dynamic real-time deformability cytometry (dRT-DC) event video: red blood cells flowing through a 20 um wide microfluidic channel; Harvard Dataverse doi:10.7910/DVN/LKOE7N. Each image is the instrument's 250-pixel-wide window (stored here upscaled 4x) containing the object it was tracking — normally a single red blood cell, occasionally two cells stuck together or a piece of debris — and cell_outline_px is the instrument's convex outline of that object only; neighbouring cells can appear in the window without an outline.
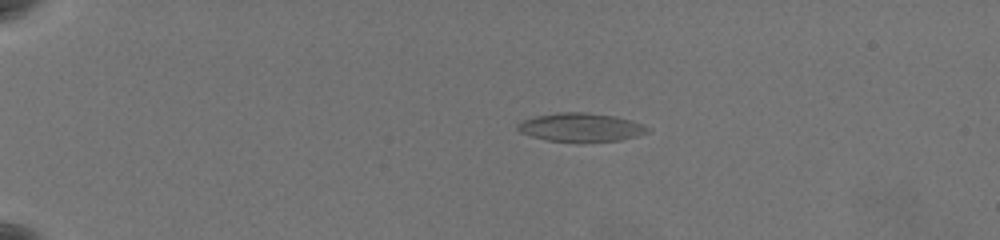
{"species": "common noctule bat (a hibernating species)", "species_latin": "Nyctalus noctula", "temperature_condition": "warm", "stored_images_in_passage": 49, "camera_frame_rate_fps": 3000, "um_per_image_px": 0.085, "animal": {"sex": "female", "body_mass_g": 19.5, "forearm_length_mm": 54.1}, "frame": {"image": 1, "passage_image": 2, "time_ms": 0.333, "image_size_px": [1000, 240], "cell_outline_px": [[648, 132], [636, 136], [620, 140], [548, 140], [532, 136], [520, 132], [516, 128], [524, 120], [536, 116], [560, 112], [584, 112], [612, 116], [628, 120], [640, 124], [648, 128]], "centroid_in_image_um": [49.34, 10.8], "position_along_channel_um": 35.7, "area_um2": 20.58}}
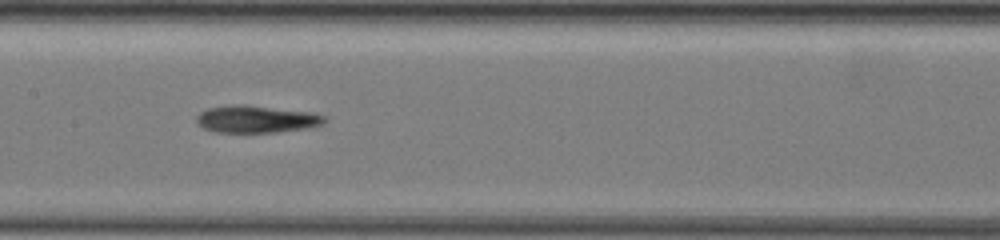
{"frame": {"image": 2, "passage_image": 22, "time_ms": 7.0, "image_size_px": [1000, 240], "cell_outline_px": [[328, 116], [324, 124], [308, 128], [276, 132], [212, 132], [204, 128], [196, 120], [196, 116], [200, 112], [208, 108], [236, 104], [312, 112]], "centroid_in_image_um": [21.82, 10.13], "position_along_channel_um": 185.6, "area_um2": 20.23}}
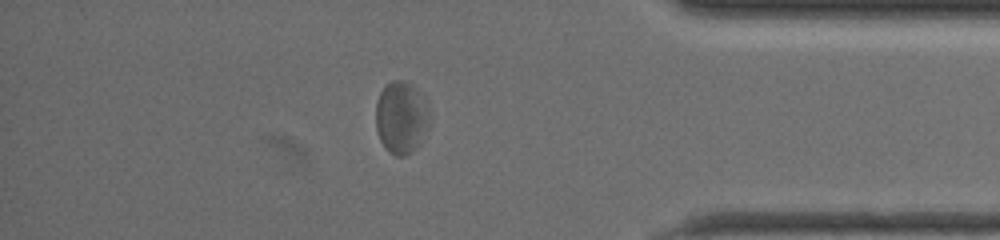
{"frame": {"image": 3, "passage_image": 42, "time_ms": 13.667, "image_size_px": [1000, 240], "cell_outline_px": [[428, 128], [416, 148], [412, 152], [404, 156], [396, 156], [388, 152], [380, 140], [376, 128], [376, 104], [380, 92], [392, 80], [404, 80], [412, 84], [428, 100]], "centroid_in_image_um": [34.12, 9.98], "position_along_channel_um": 401.1, "area_um2": 22.83}, "authors_computed_cell_mechanics": {"area_um2": 20.1144, "velocity_mm_per_s": 3.5131, "shape_relaxation_time_tau1_ms": null, "shape_relaxation_time_tau2_ms": 3.0146, "deformation_change_tau1": null, "deformation_change_tau2": 0.0821}}